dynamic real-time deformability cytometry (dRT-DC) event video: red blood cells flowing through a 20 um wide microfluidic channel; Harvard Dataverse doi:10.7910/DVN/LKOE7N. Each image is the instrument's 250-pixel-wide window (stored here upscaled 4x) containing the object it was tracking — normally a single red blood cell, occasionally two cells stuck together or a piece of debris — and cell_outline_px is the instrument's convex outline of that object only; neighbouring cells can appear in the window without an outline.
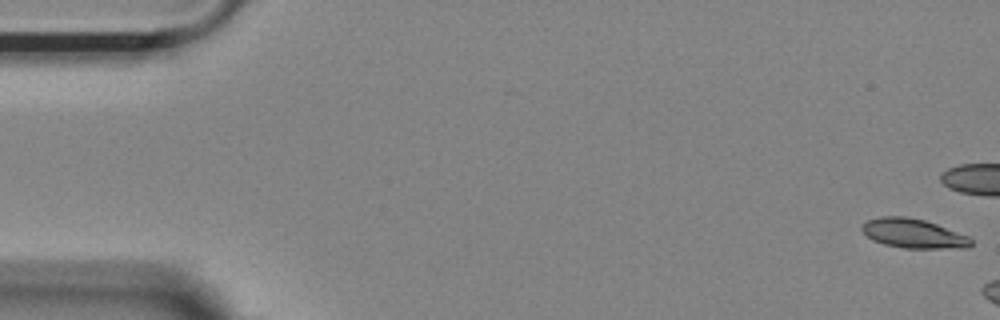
{"species": "Egyptian fruit bat (a non-hibernating species)", "species_latin": "Rousettus aegyptiacus", "temperature_condition": "room temperature", "stored_images_in_passage": 6, "camera_frame_rate_fps": 3000, "um_per_image_px": 0.085, "animal": {"sex": "female"}, "frame": {"image": 1, "passage_image": 1, "time_ms": 0.0, "image_size_px": [1000, 320], "cell_outline_px": [[972, 244], [968, 248], [904, 248], [884, 244], [872, 240], [860, 228], [868, 220], [880, 216], [904, 216], [924, 220], [936, 224], [968, 236], [972, 240]], "centroid_in_image_um": [77.64, 19.85], "position_along_channel_um": 7.4, "area_um2": 18.5}}